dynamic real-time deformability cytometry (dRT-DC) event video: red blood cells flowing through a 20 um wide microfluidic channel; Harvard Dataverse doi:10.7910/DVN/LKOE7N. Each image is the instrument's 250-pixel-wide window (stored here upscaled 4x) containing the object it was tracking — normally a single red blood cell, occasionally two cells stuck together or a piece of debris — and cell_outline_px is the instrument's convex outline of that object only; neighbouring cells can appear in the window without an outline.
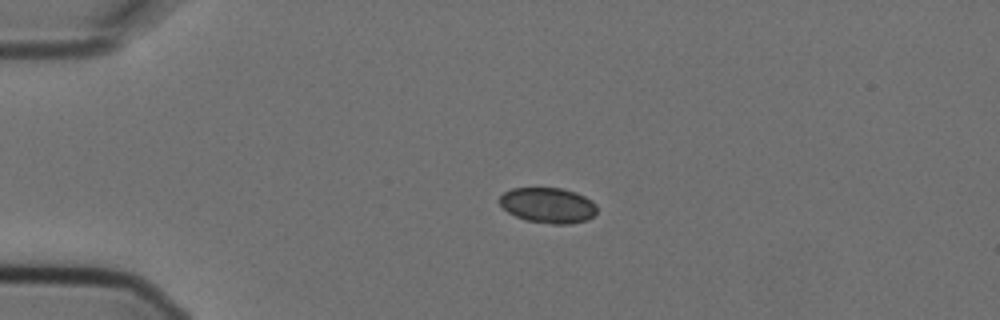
{"species": "Egyptian fruit bat (a non-hibernating species)", "species_latin": "Rousettus aegyptiacus", "temperature_condition": "cold", "stored_images_in_passage": 3, "camera_frame_rate_fps": 3000, "um_per_image_px": 0.085, "animal": {"sex": "female"}, "frame": {"image": 1, "passage_image": 2, "time_ms": 0.333, "image_size_px": [1000, 320], "cell_outline_px": [[596, 212], [588, 220], [568, 224], [552, 224], [524, 220], [508, 212], [500, 204], [500, 196], [504, 192], [512, 188], [564, 188], [576, 192], [592, 200], [596, 204]], "centroid_in_image_um": [46.59, 17.45], "position_along_channel_um": 38.4, "area_um2": 20.17}}